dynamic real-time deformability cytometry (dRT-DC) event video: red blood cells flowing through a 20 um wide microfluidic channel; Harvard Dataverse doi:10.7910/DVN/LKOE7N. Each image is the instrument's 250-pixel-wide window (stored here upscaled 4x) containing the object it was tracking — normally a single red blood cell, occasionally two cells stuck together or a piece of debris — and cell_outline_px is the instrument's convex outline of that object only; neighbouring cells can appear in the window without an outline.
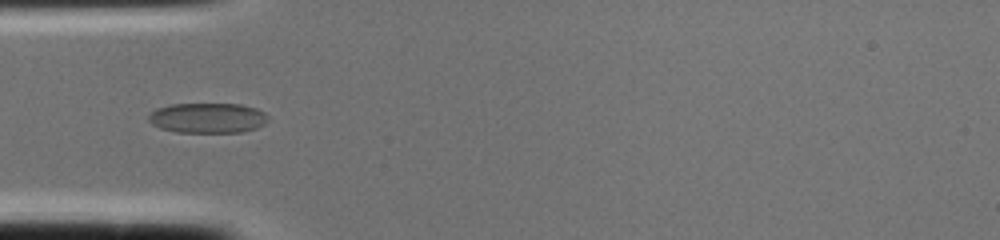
{"species": "common noctule bat (a hibernating species)", "species_latin": "Nyctalus noctula", "temperature_condition": "cold", "stored_images_in_passage": 2, "camera_frame_rate_fps": 3000, "um_per_image_px": 0.085, "animal": {"sex": "female", "body_mass_g": 22.0, "forearm_length_mm": 56.7}, "frame": {"image": 1, "passage_image": 2, "time_ms": 0.333, "image_size_px": [1000, 240], "cell_outline_px": [[268, 120], [264, 124], [256, 128], [240, 132], [176, 132], [160, 128], [152, 124], [148, 120], [148, 112], [156, 108], [168, 104], [240, 104], [256, 108], [264, 112], [268, 116]], "centroid_in_image_um": [17.61, 10.02], "position_along_channel_um": 67.4, "area_um2": 21.15}}